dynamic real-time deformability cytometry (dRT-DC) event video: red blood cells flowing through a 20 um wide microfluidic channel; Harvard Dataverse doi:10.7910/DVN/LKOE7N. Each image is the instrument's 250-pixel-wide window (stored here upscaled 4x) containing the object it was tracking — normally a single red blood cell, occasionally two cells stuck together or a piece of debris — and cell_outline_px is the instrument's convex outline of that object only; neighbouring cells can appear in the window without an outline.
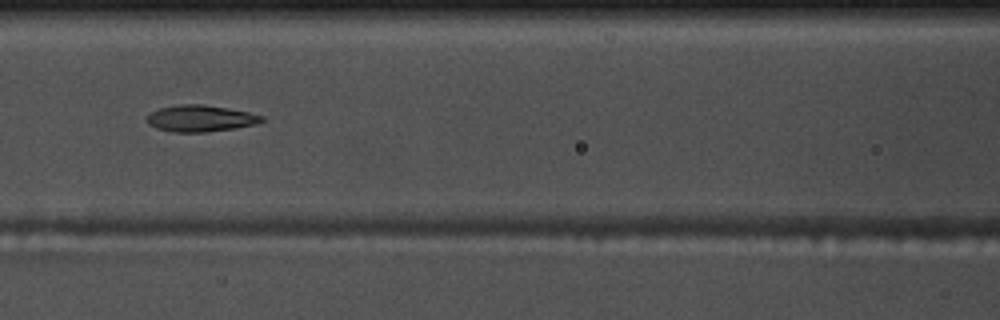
{"species": "common noctule bat (a hibernating species)", "species_latin": "Nyctalus noctula", "temperature_condition": "warm", "stored_images_in_passage": 52, "camera_frame_rate_fps": 3000, "um_per_image_px": 0.085, "animal": {"sex": "male", "body_mass_g": 17.5, "forearm_length_mm": 52.3}, "frame": {"image": 1, "passage_image": 21, "time_ms": 6.667, "image_size_px": [1000, 320], "cell_outline_px": [[264, 120], [256, 124], [236, 128], [204, 132], [172, 132], [156, 128], [148, 124], [144, 120], [152, 112], [160, 108], [180, 104], [200, 104], [228, 108], [248, 112], [264, 116]], "centroid_in_image_um": [17.03, 10.07], "position_along_channel_um": 149.6, "area_um2": 17.74}}
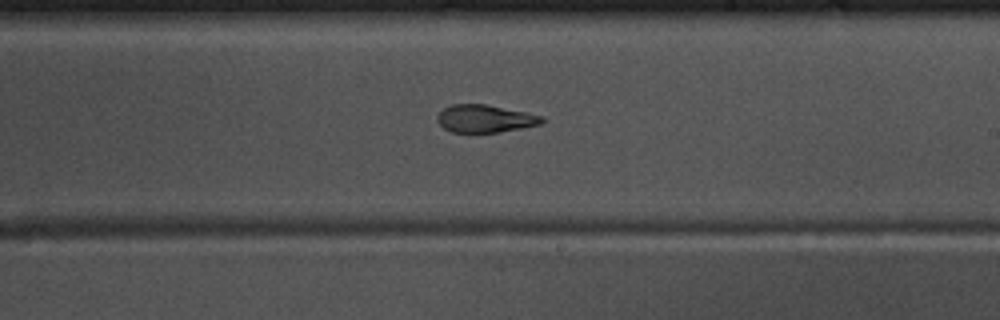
{"frame": {"image": 2, "passage_image": 29, "time_ms": 9.333, "image_size_px": [1000, 320], "cell_outline_px": [[544, 120], [540, 124], [500, 132], [452, 132], [444, 128], [436, 120], [436, 116], [444, 108], [452, 104], [484, 104], [544, 116]], "centroid_in_image_um": [41.2, 10.08], "position_along_channel_um": 247.8, "area_um2": 16.65}}
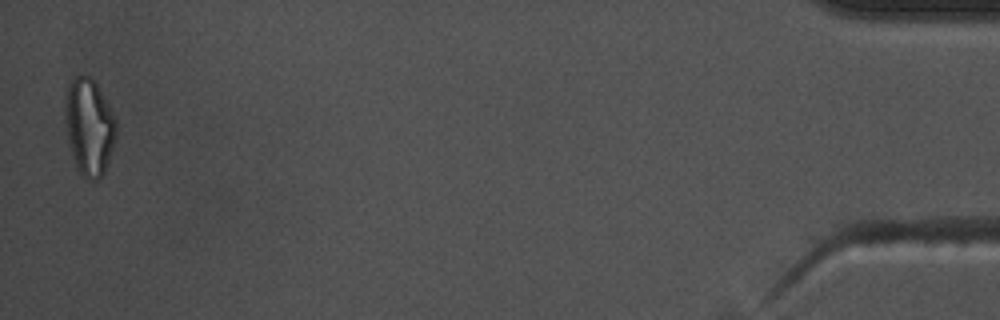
{"frame": {"image": 3, "passage_image": 51, "time_ms": 16.667, "image_size_px": [1000, 320], "cell_outline_px": [[116, 140], [104, 172], [96, 180], [92, 180], [84, 176], [76, 168], [68, 140], [64, 120], [64, 100], [72, 76], [92, 76], [104, 96], [116, 120]], "centroid_in_image_um": [7.57, 10.74], "position_along_channel_um": 427.6, "area_um2": 28.9}, "authors_computed_cell_mechanics": {"area_um2": 18.3804, "velocity_mm_per_s": 3.7043, "shape_relaxation_time_tau1_ms": 6.6846, "shape_relaxation_time_tau2_ms": 2.3245, "deformation_change_tau1": 0.2592, "deformation_change_tau2": 0.1076}}